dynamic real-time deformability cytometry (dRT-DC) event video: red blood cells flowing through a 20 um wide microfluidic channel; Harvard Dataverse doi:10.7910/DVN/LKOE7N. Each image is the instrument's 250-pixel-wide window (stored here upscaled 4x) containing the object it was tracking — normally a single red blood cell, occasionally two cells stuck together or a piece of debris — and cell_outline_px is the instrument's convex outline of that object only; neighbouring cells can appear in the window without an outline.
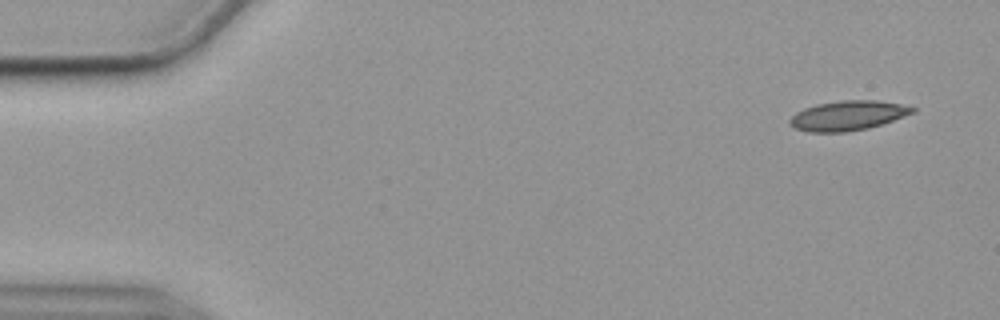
{"species": "common noctule bat (a hibernating species)", "species_latin": "Nyctalus noctula", "temperature_condition": "cold", "stored_images_in_passage": 56, "camera_frame_rate_fps": 3000, "um_per_image_px": 0.085, "animal": {"sex": "female", "body_mass_g": 19.9}, "frame": {"image": 1, "passage_image": 3, "time_ms": 0.667, "image_size_px": [1000, 320], "cell_outline_px": [[916, 112], [868, 128], [844, 132], [808, 132], [796, 128], [788, 124], [788, 120], [796, 112], [804, 108], [816, 104], [840, 100], [876, 100], [900, 104], [916, 108]], "centroid_in_image_um": [72.03, 9.82], "position_along_channel_um": 13.0, "area_um2": 21.15}}
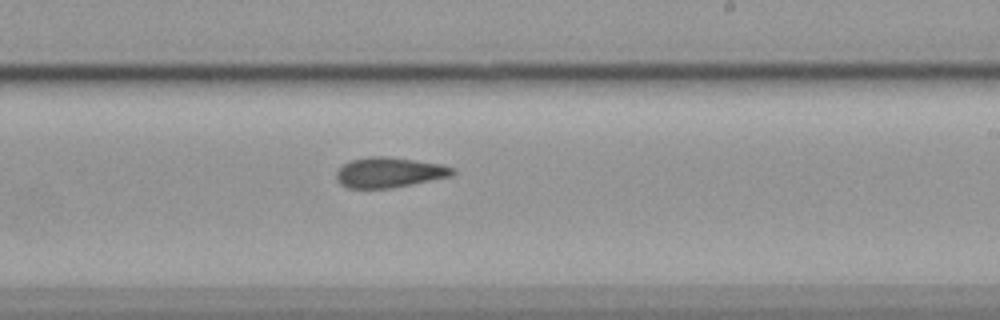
{"frame": {"image": 2, "passage_image": 33, "time_ms": 10.667, "image_size_px": [1000, 320], "cell_outline_px": [[456, 172], [452, 176], [388, 188], [348, 188], [340, 184], [336, 180], [336, 172], [344, 164], [352, 160], [368, 156], [388, 156], [444, 164], [456, 168]], "centroid_in_image_um": [33.11, 14.64], "position_along_channel_um": 255.9, "area_um2": 20.52}}
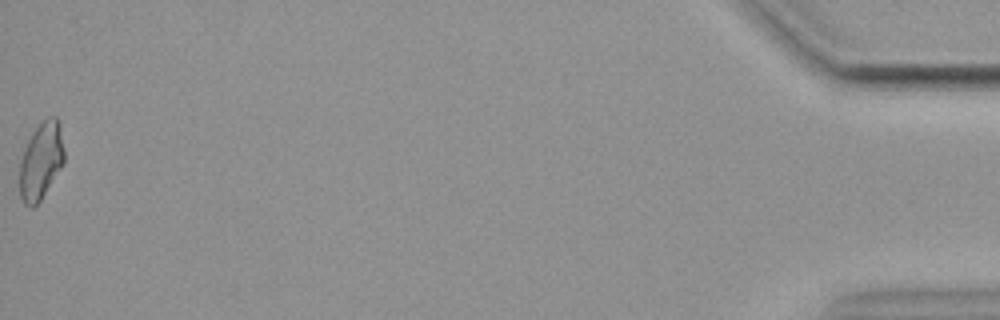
{"frame": {"image": 3, "passage_image": 56, "time_ms": 18.333, "image_size_px": [1000, 320], "cell_outline_px": [[64, 164], [40, 200], [32, 208], [24, 204], [20, 196], [20, 160], [24, 148], [32, 132], [48, 116], [56, 116], [60, 120], [64, 148]], "centroid_in_image_um": [3.51, 13.64], "position_along_channel_um": 431.7, "area_um2": 20.17}, "authors_computed_cell_mechanics": {"area_um2": 20.6346, "velocity_mm_per_s": 3.5665, "shape_relaxation_time_tau1_ms": null, "shape_relaxation_time_tau2_ms": 5.7951, "deformation_change_tau1": null, "deformation_change_tau2": 0.1226}}